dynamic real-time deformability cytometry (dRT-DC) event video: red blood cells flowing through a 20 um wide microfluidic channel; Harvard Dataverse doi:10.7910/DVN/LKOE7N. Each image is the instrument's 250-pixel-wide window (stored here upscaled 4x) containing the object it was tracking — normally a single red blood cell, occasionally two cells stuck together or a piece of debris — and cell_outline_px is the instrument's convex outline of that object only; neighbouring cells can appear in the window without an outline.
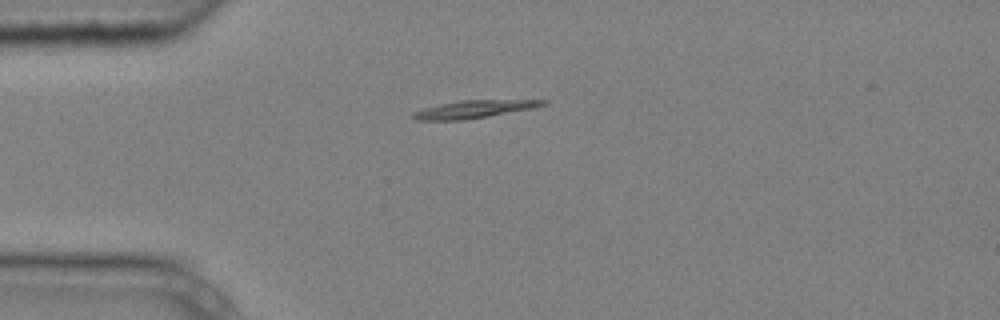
{"species": "common noctule bat (a hibernating species)", "species_latin": "Nyctalus noctula", "temperature_condition": "cold", "stored_images_in_passage": 3, "camera_frame_rate_fps": 3000, "um_per_image_px": 0.085, "animal": {"sex": "male", "body_mass_g": 20.4}, "frame": {"image": 1, "passage_image": 1, "time_ms": 0.0, "image_size_px": [1000, 320], "cell_outline_px": [[548, 104], [532, 108], [488, 116], [464, 120], [416, 120], [412, 116], [412, 112], [424, 108], [440, 104], [460, 100], [548, 100]], "centroid_in_image_um": [40.27, 9.28], "position_along_channel_um": 44.7, "area_um2": 13.24}}
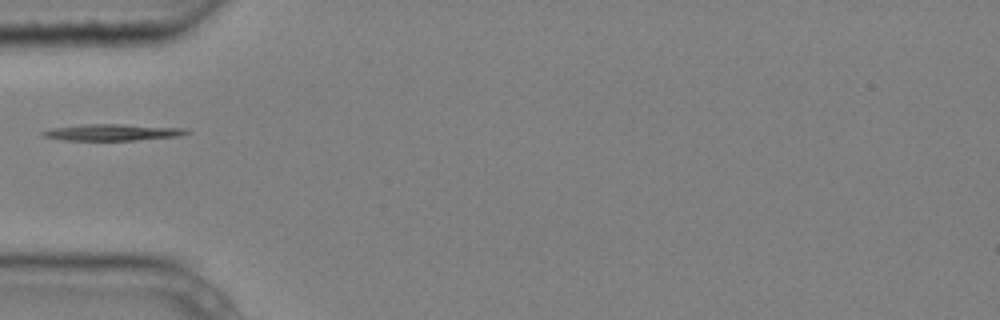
{"frame": {"image": 2, "passage_image": 2, "time_ms": 0.333, "image_size_px": [1000, 320], "cell_outline_px": [[192, 132], [180, 136], [136, 140], [64, 140], [40, 136], [40, 132], [56, 128], [88, 124], [120, 124], [188, 128]], "centroid_in_image_um": [9.64, 11.25], "position_along_channel_um": 75.4, "area_um2": 13.76}}
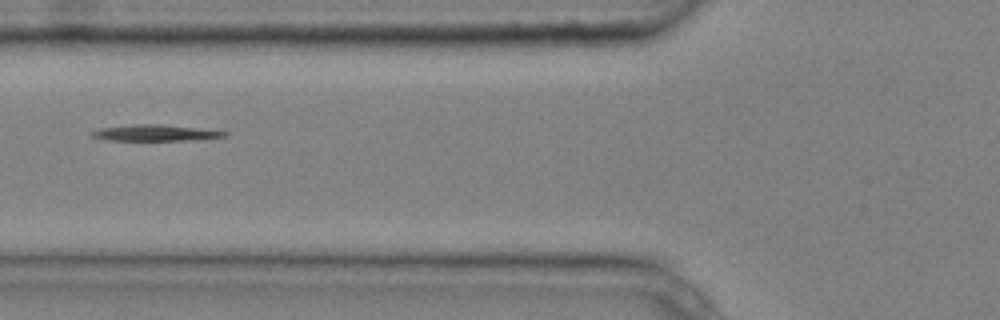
{"frame": {"image": 3, "passage_image": 3, "time_ms": 0.667, "image_size_px": [1000, 320], "cell_outline_px": [[228, 136], [184, 140], [104, 140], [92, 136], [88, 132], [96, 128], [136, 124], [160, 124], [228, 132]], "centroid_in_image_um": [13.05, 11.29], "position_along_channel_um": 112.7, "area_um2": 12.31}}